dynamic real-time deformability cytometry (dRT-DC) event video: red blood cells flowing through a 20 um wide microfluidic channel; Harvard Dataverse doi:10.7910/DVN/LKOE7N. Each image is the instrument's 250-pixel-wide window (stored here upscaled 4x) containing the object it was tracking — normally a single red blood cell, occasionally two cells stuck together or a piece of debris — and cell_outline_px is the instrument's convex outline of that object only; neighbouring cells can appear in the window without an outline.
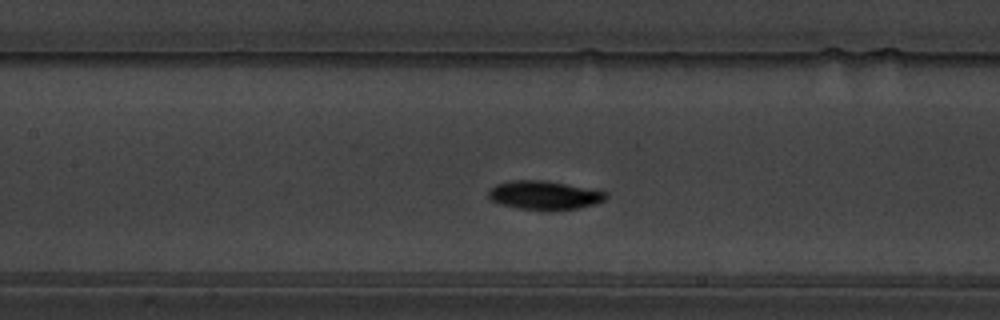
{"species": "common noctule bat (a hibernating species)", "species_latin": "Nyctalus noctula", "temperature_condition": "warm", "stored_images_in_passage": 50, "segment_of_instrument_passage": [1, 2], "camera_frame_rate_fps": 3000, "um_per_image_px": 0.085, "animal": {"sex": "male", "body_mass_g": 19.5, "forearm_length_mm": 54.6}, "frame": {"image": 1, "passage_image": 18, "time_ms": 5.667, "image_size_px": [1000, 320], "cell_outline_px": [[608, 196], [604, 200], [580, 208], [516, 208], [500, 204], [492, 200], [488, 196], [488, 192], [496, 184], [512, 180], [544, 180], [608, 192]], "centroid_in_image_um": [46.24, 16.56], "position_along_channel_um": 161.2, "area_um2": 18.96}}
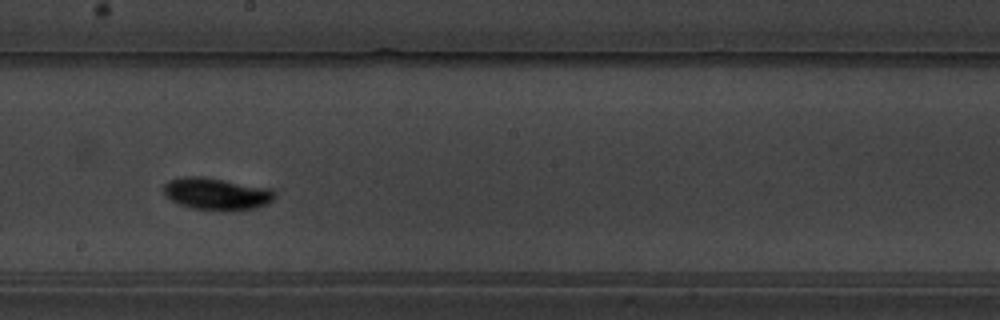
{"frame": {"image": 2, "passage_image": 24, "time_ms": 7.667, "image_size_px": [1000, 320], "cell_outline_px": [[276, 196], [272, 200], [256, 208], [228, 212], [192, 208], [180, 204], [172, 200], [164, 192], [164, 184], [168, 180], [184, 176], [200, 176], [272, 188], [276, 192]], "centroid_in_image_um": [18.44, 16.48], "position_along_channel_um": 229.8, "area_um2": 20.92}}
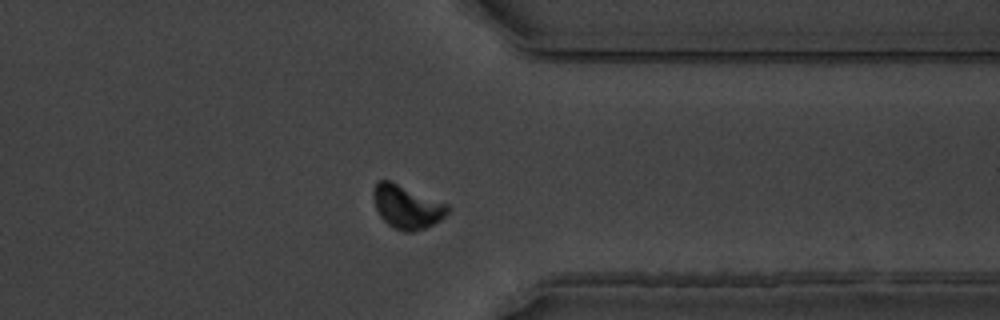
{"frame": {"image": 3, "passage_image": 37, "time_ms": 12.0, "image_size_px": [1000, 320], "cell_outline_px": [[452, 208], [440, 220], [424, 228], [412, 232], [404, 232], [388, 224], [380, 216], [376, 208], [372, 196], [372, 192], [376, 180], [388, 180], [448, 204]], "centroid_in_image_um": [34.57, 17.57], "position_along_channel_um": 376.8, "area_um2": 18.67}}